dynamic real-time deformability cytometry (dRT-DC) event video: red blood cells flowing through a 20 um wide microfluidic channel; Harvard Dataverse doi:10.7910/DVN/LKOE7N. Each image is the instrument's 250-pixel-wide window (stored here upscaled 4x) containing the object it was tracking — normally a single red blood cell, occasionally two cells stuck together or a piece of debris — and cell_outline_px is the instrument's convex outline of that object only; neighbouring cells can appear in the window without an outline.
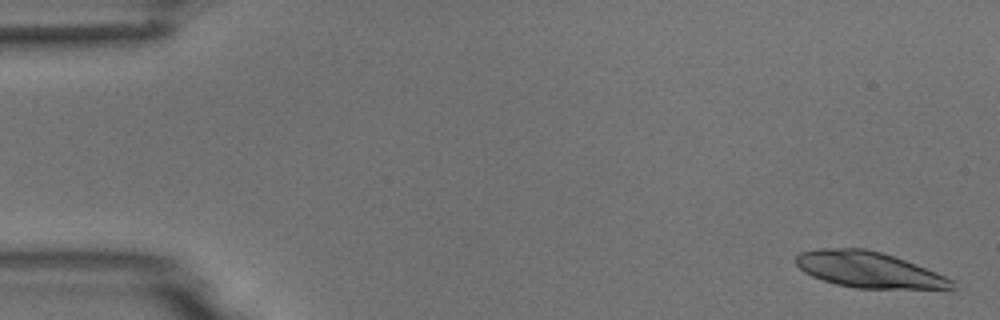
{"species": "common noctule bat (a hibernating species)", "species_latin": "Nyctalus noctula", "temperature_condition": "room temperature", "stored_images_in_passage": 6, "camera_frame_rate_fps": 3000, "um_per_image_px": 0.085, "animal": {"sex": "male", "body_mass_g": 18.8}, "frame": {"image": 1, "passage_image": 1, "time_ms": 0.0, "image_size_px": [1000, 320], "cell_outline_px": [[956, 292], [952, 292], [856, 288], [836, 284], [812, 276], [804, 272], [796, 264], [796, 256], [800, 252], [820, 248], [864, 248], [880, 252], [916, 264], [936, 272], [952, 280], [956, 288]], "centroid_in_image_um": [74.0, 22.99], "position_along_channel_um": 11.0, "area_um2": 33.64}}